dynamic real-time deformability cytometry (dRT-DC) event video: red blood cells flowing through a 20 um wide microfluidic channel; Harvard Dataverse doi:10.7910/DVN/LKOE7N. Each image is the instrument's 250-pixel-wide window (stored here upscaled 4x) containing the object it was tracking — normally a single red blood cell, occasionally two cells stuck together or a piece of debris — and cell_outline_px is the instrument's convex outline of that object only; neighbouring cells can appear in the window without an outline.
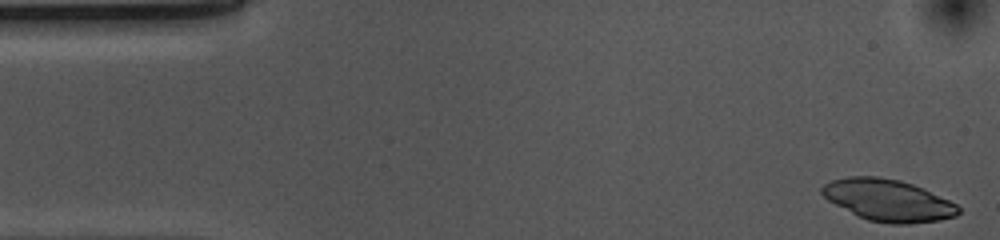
{"species": "common noctule bat (a hibernating species)", "species_latin": "Nyctalus noctula", "temperature_condition": "cold", "stored_images_in_passage": 43, "camera_frame_rate_fps": 3000, "um_per_image_px": 0.085, "animal": {"sex": "female", "body_mass_g": 10.0, "forearm_length_mm": 53.1}, "frame": {"image": 1, "passage_image": 1, "time_ms": 0.0, "image_size_px": [1000, 240], "cell_outline_px": [[960, 212], [956, 216], [940, 220], [908, 224], [892, 224], [868, 220], [828, 200], [820, 192], [820, 188], [824, 184], [832, 180], [848, 176], [876, 176], [900, 180], [924, 188], [956, 204], [960, 208]], "centroid_in_image_um": [75.5, 17.01], "position_along_channel_um": 9.5, "area_um2": 33.0}}